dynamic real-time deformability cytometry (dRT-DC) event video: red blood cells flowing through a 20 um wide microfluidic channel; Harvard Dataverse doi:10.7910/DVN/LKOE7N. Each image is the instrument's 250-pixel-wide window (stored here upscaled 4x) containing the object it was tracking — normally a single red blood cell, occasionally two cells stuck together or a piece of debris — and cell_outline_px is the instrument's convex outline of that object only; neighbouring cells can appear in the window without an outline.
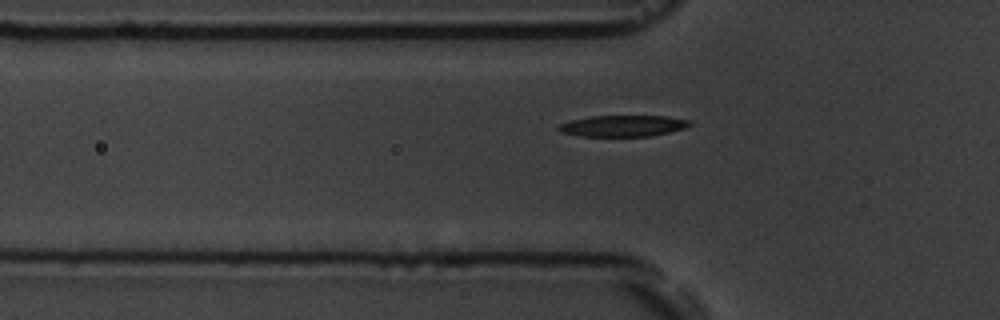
{"species": "common noctule bat (a hibernating species)", "species_latin": "Nyctalus noctula", "temperature_condition": "room temperature", "stored_images_in_passage": 31, "camera_frame_rate_fps": 3000, "um_per_image_px": 0.085, "animal": {"sex": "male", "body_mass_g": 19.5, "forearm_length_mm": 54.6}, "frame": {"image": 1, "passage_image": 2, "time_ms": 0.333, "image_size_px": [1000, 320], "cell_outline_px": [[692, 124], [684, 128], [652, 136], [580, 136], [560, 132], [556, 128], [560, 124], [572, 120], [592, 116], [664, 116], [692, 120]], "centroid_in_image_um": [52.96, 10.7], "position_along_channel_um": 72.8, "area_um2": 16.18}}
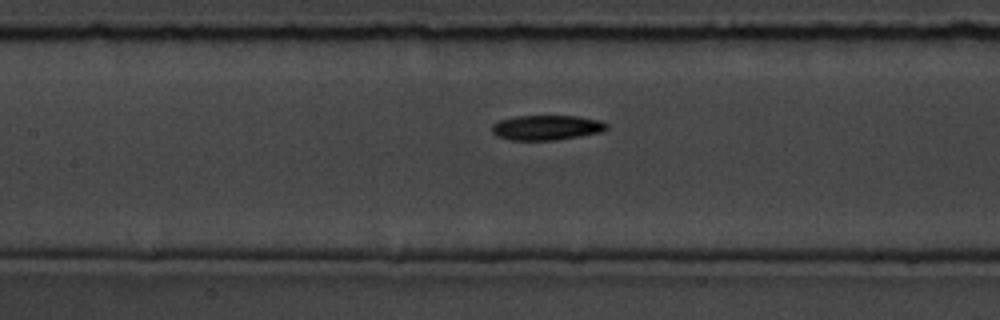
{"frame": {"image": 2, "passage_image": 9, "time_ms": 2.667, "image_size_px": [1000, 320], "cell_outline_px": [[608, 128], [604, 132], [556, 140], [508, 140], [496, 136], [492, 132], [492, 124], [500, 120], [516, 116], [576, 116], [600, 120], [608, 124]], "centroid_in_image_um": [46.47, 10.85], "position_along_channel_um": 160.9, "area_um2": 16.82}}
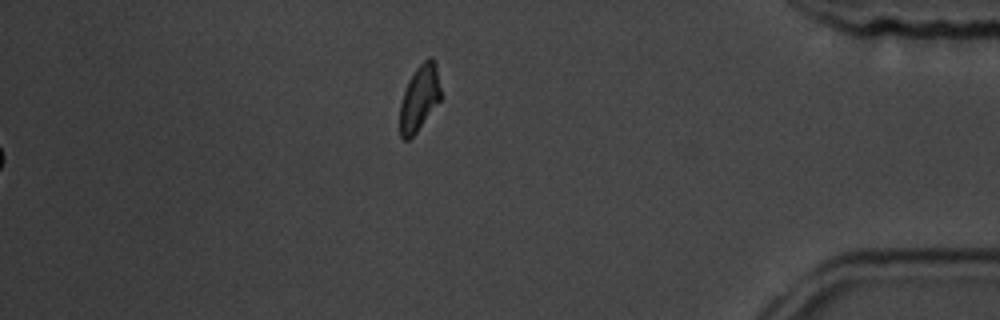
{"frame": {"image": 3, "passage_image": 31, "time_ms": 10.0, "image_size_px": [1000, 320], "cell_outline_px": [[440, 100], [416, 132], [408, 140], [404, 140], [400, 136], [400, 104], [408, 80], [416, 68], [428, 56], [432, 56], [436, 64], [440, 88]], "centroid_in_image_um": [35.64, 8.31], "position_along_channel_um": 399.6, "area_um2": 15.49}, "authors_computed_cell_mechanics": {"area_um2": 16.8776, "velocity_mm_per_s": 3.7581, "shape_relaxation_time_tau1_ms": 4.3019, "shape_relaxation_time_tau2_ms": null, "deformation_change_tau1": 0.17, "deformation_change_tau2": null}}